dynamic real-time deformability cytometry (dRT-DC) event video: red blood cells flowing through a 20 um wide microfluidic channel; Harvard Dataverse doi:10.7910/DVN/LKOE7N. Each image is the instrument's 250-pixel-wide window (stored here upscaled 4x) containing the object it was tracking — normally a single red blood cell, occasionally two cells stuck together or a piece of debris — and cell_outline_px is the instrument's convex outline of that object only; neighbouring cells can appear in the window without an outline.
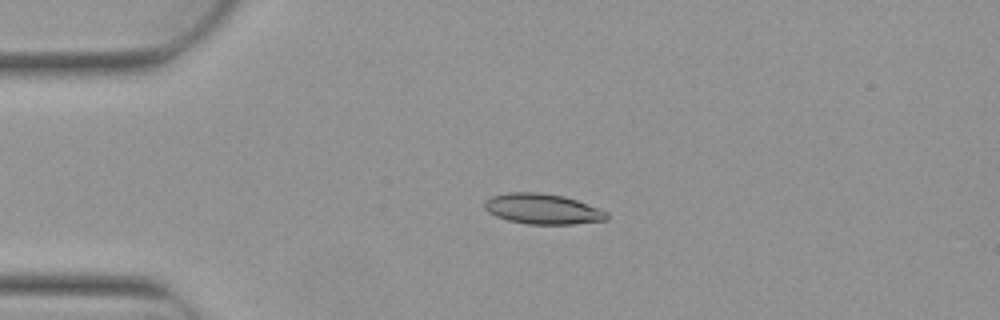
{"species": "Egyptian fruit bat (a non-hibernating species)", "species_latin": "Rousettus aegyptiacus", "temperature_condition": "warm", "stored_images_in_passage": 3, "camera_frame_rate_fps": 3000, "um_per_image_px": 0.085, "animal": {"sex": "female"}, "frame": {"image": 1, "passage_image": 2, "time_ms": 0.333, "image_size_px": [1000, 320], "cell_outline_px": [[608, 220], [572, 224], [528, 224], [508, 220], [496, 216], [488, 212], [484, 208], [484, 204], [492, 196], [508, 192], [540, 192], [564, 196], [576, 200], [608, 212]], "centroid_in_image_um": [46.13, 17.76], "position_along_channel_um": 38.9, "area_um2": 21.56}}